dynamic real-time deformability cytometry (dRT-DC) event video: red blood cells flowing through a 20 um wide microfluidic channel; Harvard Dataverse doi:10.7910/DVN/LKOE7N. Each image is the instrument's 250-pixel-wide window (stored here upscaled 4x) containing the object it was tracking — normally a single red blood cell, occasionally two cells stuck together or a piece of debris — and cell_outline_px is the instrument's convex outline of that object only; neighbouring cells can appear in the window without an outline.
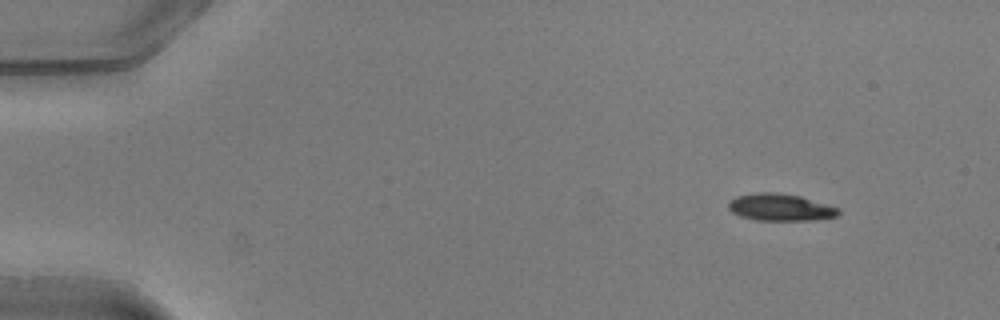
{"species": "common noctule bat (a hibernating species)", "species_latin": "Nyctalus noctula", "temperature_condition": "warm", "stored_images_in_passage": 46, "camera_frame_rate_fps": 3000, "um_per_image_px": 0.085, "animal": {"sex": "male", "body_mass_g": 20.5, "forearm_length_mm": 52.5}, "frame": {"image": 1, "passage_image": 1, "time_ms": 0.0, "image_size_px": [1000, 320], "cell_outline_px": [[840, 212], [836, 216], [816, 220], [756, 220], [740, 216], [732, 212], [728, 208], [728, 200], [736, 196], [756, 192], [776, 192], [800, 196], [840, 208]], "centroid_in_image_um": [66.3, 17.61], "position_along_channel_um": 18.7, "area_um2": 17.46}}
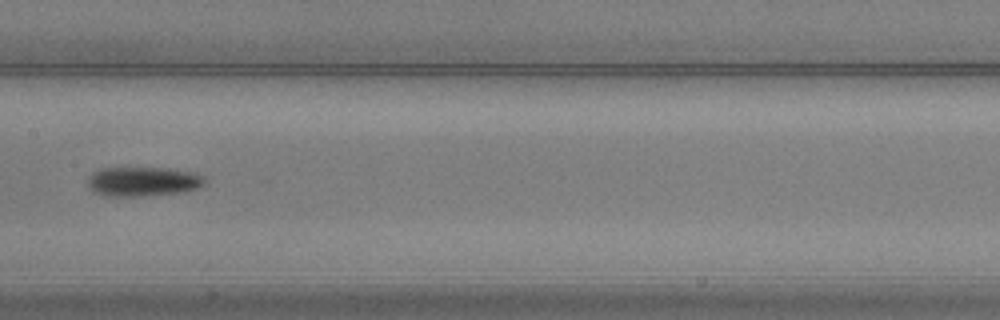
{"frame": {"image": 2, "passage_image": 22, "time_ms": 7.0, "image_size_px": [1000, 320], "cell_outline_px": [[204, 184], [196, 188], [176, 192], [140, 196], [104, 196], [88, 188], [88, 176], [96, 168], [168, 168], [196, 172], [204, 176]], "centroid_in_image_um": [12.09, 15.41], "position_along_channel_um": 195.3, "area_um2": 20.06}}
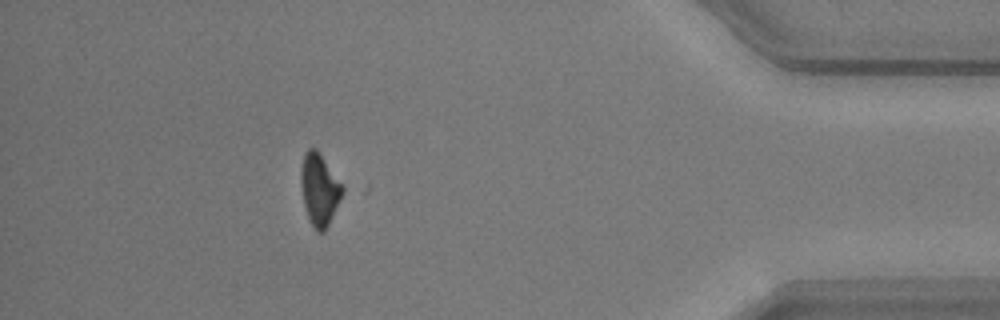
{"frame": {"image": 3, "passage_image": 41, "time_ms": 13.333, "image_size_px": [1000, 320], "cell_outline_px": [[348, 192], [324, 232], [316, 232], [308, 216], [304, 204], [300, 184], [300, 168], [304, 152], [308, 148], [316, 148]], "centroid_in_image_um": [27.2, 16.12], "position_along_channel_um": 408.0, "area_um2": 17.98}, "authors_computed_cell_mechanics": {"area_um2": 18.2937, "velocity_mm_per_s": 4.0617, "shape_relaxation_time_tau1_ms": 2.4606, "shape_relaxation_time_tau2_ms": null, "deformation_change_tau1": 0.1321, "deformation_change_tau2": null}}